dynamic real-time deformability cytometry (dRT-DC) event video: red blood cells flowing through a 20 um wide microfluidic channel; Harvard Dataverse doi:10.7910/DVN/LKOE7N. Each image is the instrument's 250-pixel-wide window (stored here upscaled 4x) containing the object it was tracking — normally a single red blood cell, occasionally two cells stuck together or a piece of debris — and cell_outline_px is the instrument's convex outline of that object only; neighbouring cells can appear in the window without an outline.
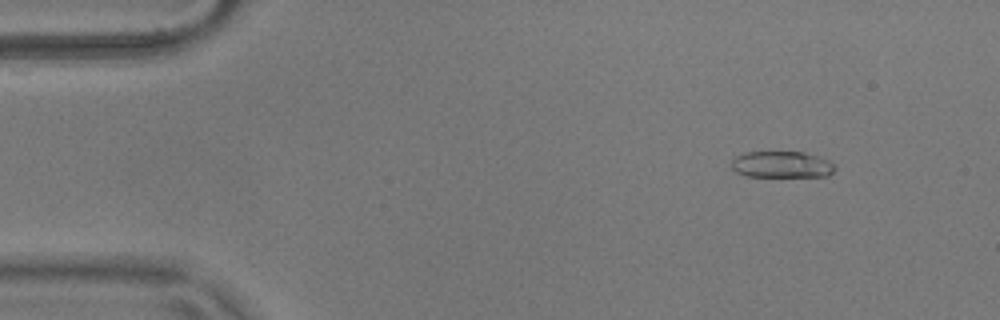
{"species": "common noctule bat (a hibernating species)", "species_latin": "Nyctalus noctula", "temperature_condition": "warm", "stored_images_in_passage": 55, "camera_frame_rate_fps": 3000, "um_per_image_px": 0.085, "animal": {"sex": "male", "body_mass_g": 17.9}, "frame": {"image": 1, "passage_image": 6, "time_ms": 1.667, "image_size_px": [1000, 320], "cell_outline_px": [[836, 168], [828, 176], [744, 176], [736, 172], [732, 168], [732, 160], [736, 156], [744, 152], [804, 152], [828, 160]], "centroid_in_image_um": [66.41, 13.98], "position_along_channel_um": 18.6, "area_um2": 15.84}}
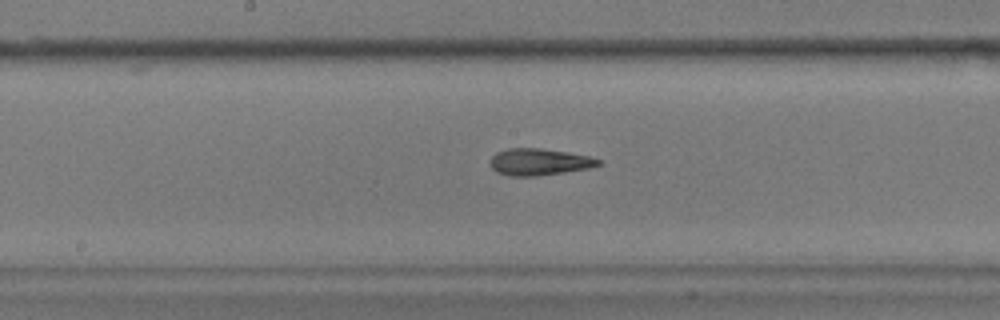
{"frame": {"image": 2, "passage_image": 28, "time_ms": 9.0, "image_size_px": [1000, 320], "cell_outline_px": [[600, 164], [588, 168], [564, 172], [536, 176], [508, 176], [496, 172], [488, 164], [492, 156], [496, 152], [508, 148], [540, 148], [568, 152], [588, 156], [600, 160]], "centroid_in_image_um": [45.76, 13.76], "position_along_channel_um": 202.4, "area_um2": 16.88}}
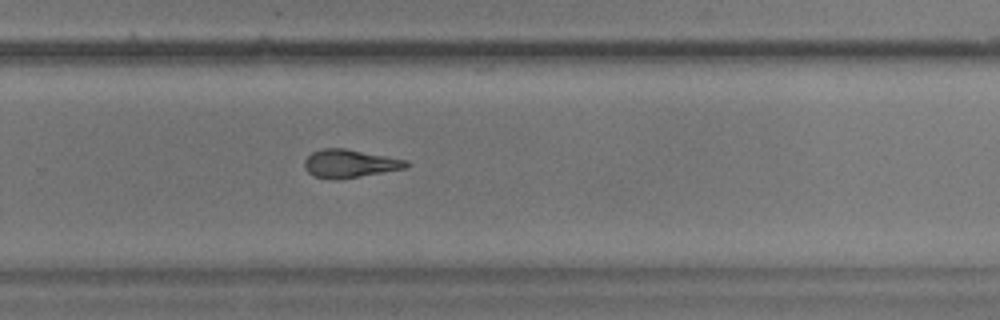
{"frame": {"image": 3, "passage_image": 36, "time_ms": 11.667, "image_size_px": [1000, 320], "cell_outline_px": [[408, 168], [340, 180], [332, 180], [312, 176], [304, 168], [304, 160], [312, 152], [324, 148], [344, 148], [408, 160]], "centroid_in_image_um": [29.71, 13.92], "position_along_channel_um": 300.1, "area_um2": 16.94}, "authors_computed_cell_mechanics": {"area_um2": 16.9932, "velocity_mm_per_s": 3.6818, "shape_relaxation_time_tau1_ms": null, "shape_relaxation_time_tau2_ms": 3.2262, "deformation_change_tau1": null, "deformation_change_tau2": 0.1274}}